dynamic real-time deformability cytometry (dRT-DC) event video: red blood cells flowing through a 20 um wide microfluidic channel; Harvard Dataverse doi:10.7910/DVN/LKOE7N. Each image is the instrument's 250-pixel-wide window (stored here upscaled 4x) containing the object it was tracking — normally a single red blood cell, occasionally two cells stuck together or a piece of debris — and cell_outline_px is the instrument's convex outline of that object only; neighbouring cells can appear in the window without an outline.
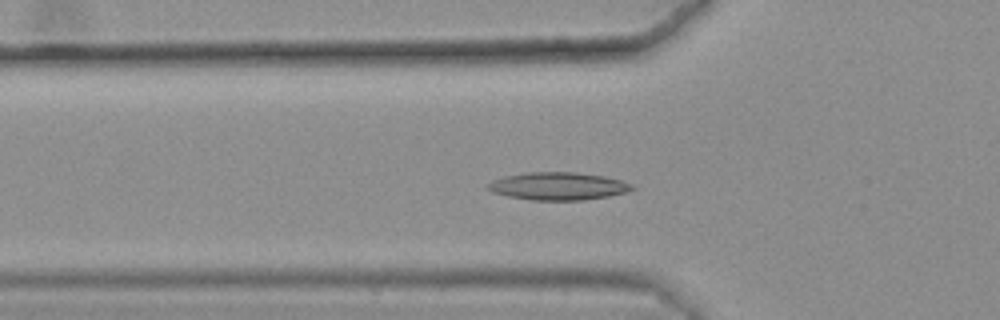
{"species": "common noctule bat (a hibernating species)", "species_latin": "Nyctalus noctula", "temperature_condition": "warm", "stored_images_in_passage": 47, "camera_frame_rate_fps": 3000, "um_per_image_px": 0.085, "animal": {"sex": "female", "body_mass_g": 25.1}, "frame": {"image": 1, "passage_image": 19, "time_ms": 6.0, "image_size_px": [1000, 320], "cell_outline_px": [[636, 188], [628, 192], [608, 196], [584, 200], [532, 200], [508, 196], [492, 192], [488, 188], [488, 184], [492, 180], [504, 176], [528, 172], [576, 172], [604, 176], [620, 180], [632, 184]], "centroid_in_image_um": [47.46, 15.82], "position_along_channel_um": 78.3, "area_um2": 23.29}}
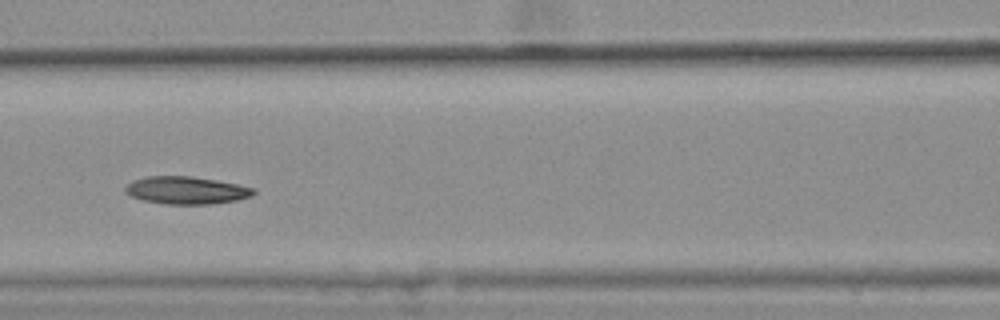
{"frame": {"image": 2, "passage_image": 25, "time_ms": 8.0, "image_size_px": [1000, 320], "cell_outline_px": [[256, 192], [252, 196], [236, 200], [212, 204], [168, 204], [140, 200], [124, 192], [124, 188], [132, 180], [148, 176], [192, 176], [216, 180], [256, 188]], "centroid_in_image_um": [15.83, 16.17], "position_along_channel_um": 150.8, "area_um2": 20.69}}
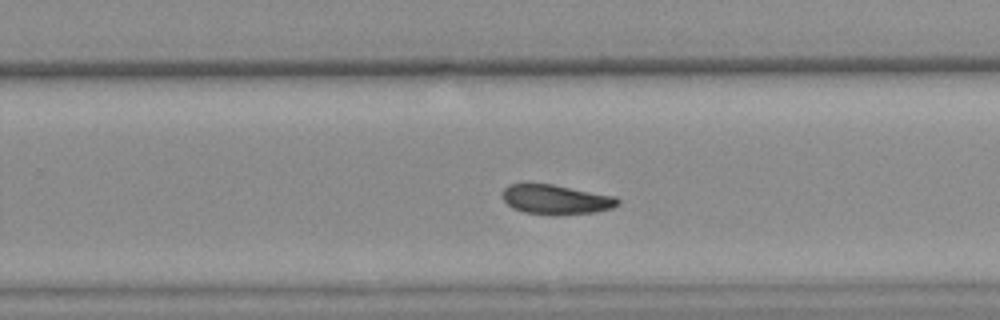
{"frame": {"image": 3, "passage_image": 36, "time_ms": 11.667, "image_size_px": [1000, 320], "cell_outline_px": [[620, 204], [612, 208], [596, 212], [556, 216], [524, 212], [512, 208], [504, 200], [500, 192], [508, 184], [552, 184], [616, 196], [620, 200]], "centroid_in_image_um": [47.27, 16.97], "position_along_channel_um": 282.5, "area_um2": 20.23}, "authors_computed_cell_mechanics": {"area_um2": 20.7502, "velocity_mm_per_s": 3.6026, "shape_relaxation_time_tau1_ms": null, "shape_relaxation_time_tau2_ms": 9.0136, "deformation_change_tau1": null, "deformation_change_tau2": 0.1595}}